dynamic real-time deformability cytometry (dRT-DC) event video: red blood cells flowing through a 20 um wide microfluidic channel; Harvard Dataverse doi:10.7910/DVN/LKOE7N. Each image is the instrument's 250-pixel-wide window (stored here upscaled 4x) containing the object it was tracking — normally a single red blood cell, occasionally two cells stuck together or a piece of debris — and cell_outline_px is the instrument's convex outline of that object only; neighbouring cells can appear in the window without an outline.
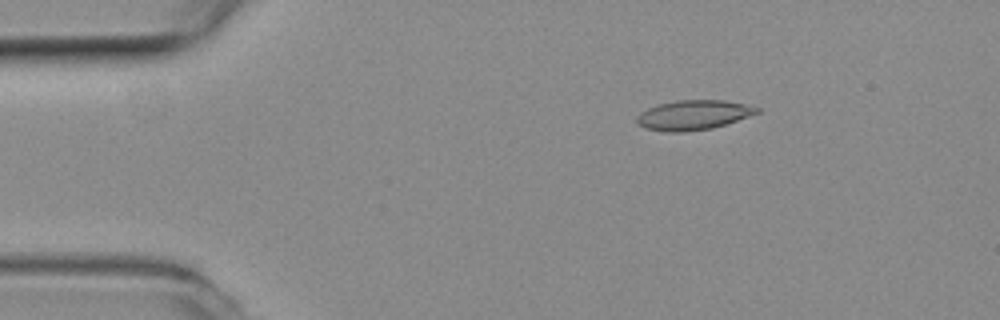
{"species": "common noctule bat (a hibernating species)", "species_latin": "Nyctalus noctula", "temperature_condition": "room temperature", "stored_images_in_passage": 20, "camera_frame_rate_fps": 3000, "um_per_image_px": 0.085, "animal": {"sex": "female", "body_mass_g": 19.3, "forearm_length_mm": 54.1}, "frame": {"image": 1, "passage_image": 9, "time_ms": 2.667, "image_size_px": [1000, 320], "cell_outline_px": [[760, 112], [712, 128], [684, 132], [664, 132], [648, 128], [640, 124], [636, 120], [636, 116], [640, 112], [656, 104], [676, 100], [724, 100], [744, 104], [760, 108]], "centroid_in_image_um": [58.91, 9.77], "position_along_channel_um": 26.1, "area_um2": 20.63}}
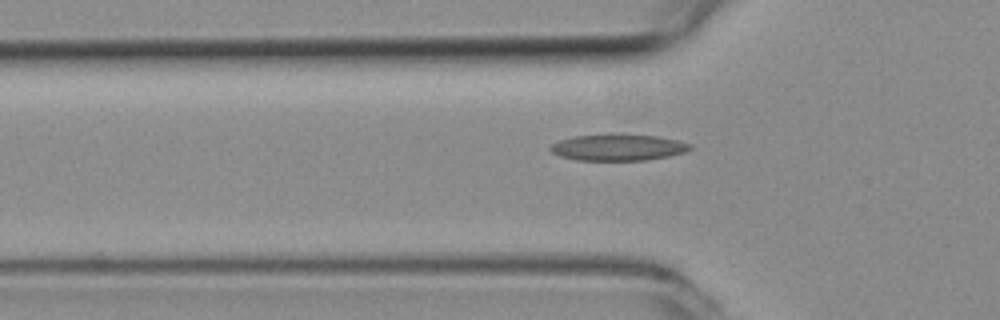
{"frame": {"image": 2, "passage_image": 18, "time_ms": 5.667, "image_size_px": [1000, 320], "cell_outline_px": [[692, 148], [684, 152], [668, 156], [644, 160], [576, 160], [560, 156], [552, 152], [548, 148], [552, 144], [560, 140], [576, 136], [612, 132], [656, 136], [680, 140], [692, 144]], "centroid_in_image_um": [52.54, 12.5], "position_along_channel_um": 73.3, "area_um2": 21.91}}